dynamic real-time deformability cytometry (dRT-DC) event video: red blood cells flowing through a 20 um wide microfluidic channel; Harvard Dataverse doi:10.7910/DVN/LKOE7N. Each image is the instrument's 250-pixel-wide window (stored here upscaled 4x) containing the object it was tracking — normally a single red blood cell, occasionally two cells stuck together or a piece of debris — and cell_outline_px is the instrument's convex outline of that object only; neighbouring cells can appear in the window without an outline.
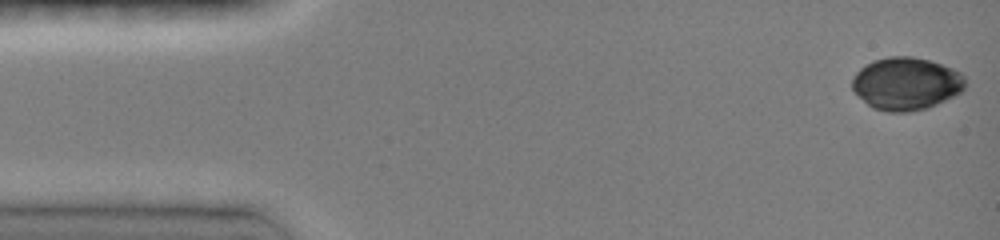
{"species": "common noctule bat (a hibernating species)", "species_latin": "Nyctalus noctula", "temperature_condition": "room temperature", "stored_images_in_passage": 23, "camera_frame_rate_fps": 3000, "um_per_image_px": 0.085, "animal": {"sex": "female", "body_mass_g": 19.0, "forearm_length_mm": 51.5}, "frame": {"image": 1, "passage_image": 1, "time_ms": 0.0, "image_size_px": [1000, 240], "cell_outline_px": [[964, 88], [960, 92], [928, 108], [908, 112], [888, 112], [872, 108], [852, 88], [852, 80], [856, 72], [864, 64], [872, 60], [888, 56], [912, 56], [928, 60], [952, 68], [960, 72], [964, 76]], "centroid_in_image_um": [77.0, 7.1], "position_along_channel_um": 8.0, "area_um2": 34.56}}